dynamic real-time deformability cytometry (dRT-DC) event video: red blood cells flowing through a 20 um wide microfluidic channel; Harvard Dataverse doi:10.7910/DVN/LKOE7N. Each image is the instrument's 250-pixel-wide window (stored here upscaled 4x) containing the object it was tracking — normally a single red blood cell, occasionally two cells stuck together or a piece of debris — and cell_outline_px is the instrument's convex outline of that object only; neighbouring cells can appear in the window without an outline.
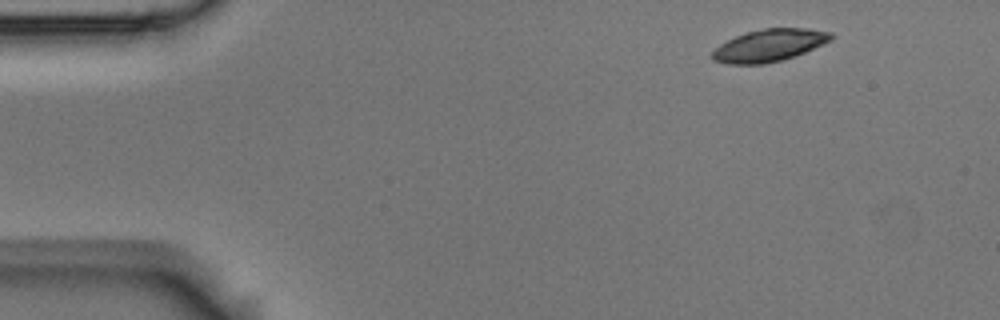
{"species": "Egyptian fruit bat (a non-hibernating species)", "species_latin": "Rousettus aegyptiacus", "temperature_condition": "room temperature", "stored_images_in_passage": 4, "camera_frame_rate_fps": 3000, "um_per_image_px": 0.085, "animal": {"sex": "male"}, "frame": {"image": 1, "passage_image": 1, "time_ms": 0.0, "image_size_px": [1000, 320], "cell_outline_px": [[836, 36], [832, 40], [804, 52], [780, 60], [764, 64], [728, 64], [712, 60], [712, 52], [720, 44], [736, 36], [748, 32], [764, 28], [808, 28], [832, 32]], "centroid_in_image_um": [65.41, 3.85], "position_along_channel_um": 19.6, "area_um2": 22.2}}
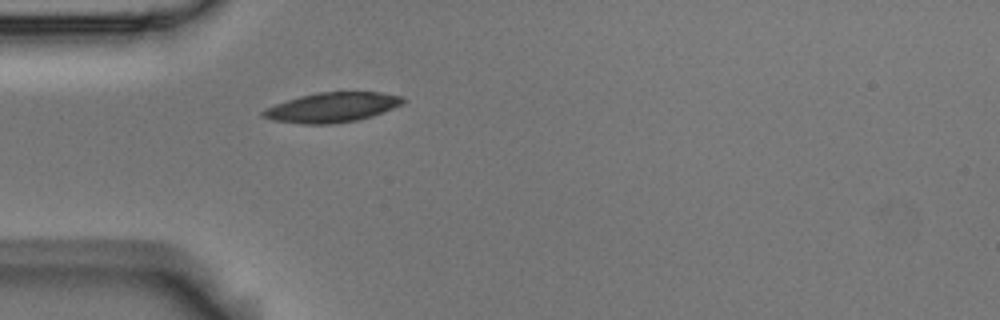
{"frame": {"image": 2, "passage_image": 4, "time_ms": 1.0, "image_size_px": [1000, 320], "cell_outline_px": [[408, 100], [392, 108], [372, 116], [356, 120], [332, 124], [304, 124], [272, 120], [260, 116], [260, 112], [276, 104], [300, 96], [316, 92], [380, 92], [400, 96]], "centroid_in_image_um": [28.21, 9.13], "position_along_channel_um": 56.8, "area_um2": 24.04}}